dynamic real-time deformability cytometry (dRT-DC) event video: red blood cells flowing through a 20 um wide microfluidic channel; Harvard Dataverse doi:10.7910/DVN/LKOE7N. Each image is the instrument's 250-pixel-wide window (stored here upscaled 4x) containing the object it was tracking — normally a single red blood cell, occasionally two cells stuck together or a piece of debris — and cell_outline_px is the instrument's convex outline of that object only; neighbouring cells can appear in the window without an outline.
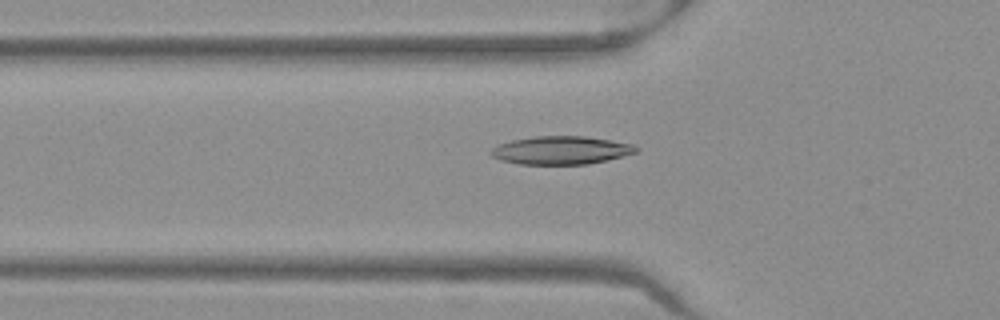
{"species": "Egyptian fruit bat (a non-hibernating species)", "species_latin": "Rousettus aegyptiacus", "temperature_condition": "warm", "stored_images_in_passage": 52, "camera_frame_rate_fps": 3000, "um_per_image_px": 0.085, "frame": {"image": 1, "passage_image": 18, "time_ms": 5.667, "image_size_px": [1000, 320], "cell_outline_px": [[640, 148], [636, 152], [588, 164], [520, 164], [500, 160], [492, 156], [488, 152], [492, 148], [500, 144], [512, 140], [532, 136], [584, 136], [636, 144]], "centroid_in_image_um": [47.67, 12.76], "position_along_channel_um": 78.1, "area_um2": 23.76}}
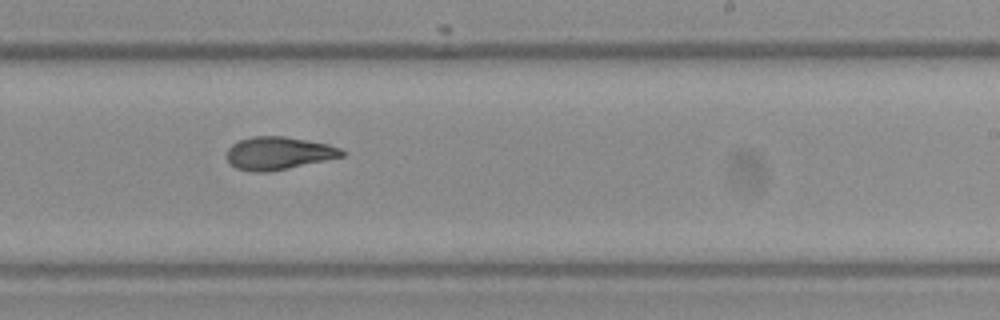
{"frame": {"image": 2, "passage_image": 32, "time_ms": 10.333, "image_size_px": [1000, 320], "cell_outline_px": [[344, 156], [288, 168], [268, 172], [248, 172], [236, 168], [224, 156], [228, 148], [232, 144], [240, 140], [252, 136], [284, 136], [328, 144], [340, 148], [344, 152]], "centroid_in_image_um": [23.62, 13.02], "position_along_channel_um": 265.4, "area_um2": 22.02}}
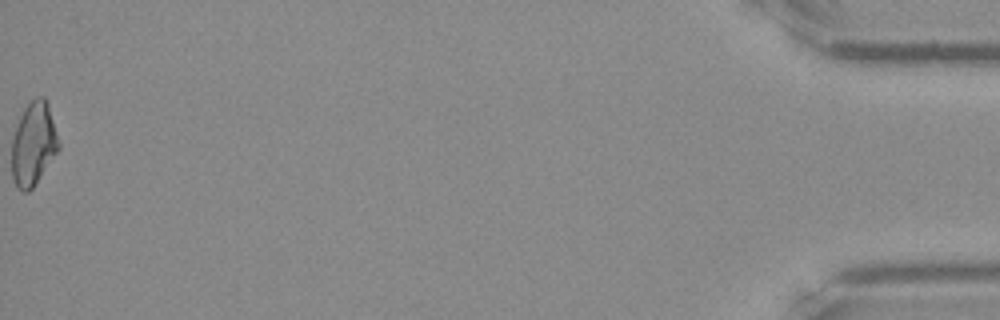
{"frame": {"image": 3, "passage_image": 52, "time_ms": 17.0, "image_size_px": [1000, 320], "cell_outline_px": [[60, 148], [32, 188], [28, 192], [24, 192], [16, 188], [12, 180], [12, 140], [20, 116], [24, 108], [36, 96], [44, 96], [48, 104], [60, 144]], "centroid_in_image_um": [2.84, 12.25], "position_along_channel_um": 432.4, "area_um2": 22.66}, "authors_computed_cell_mechanics": {"area_um2": 22.5131, "velocity_mm_per_s": 3.989, "shape_relaxation_time_tau1_ms": 7.6369, "shape_relaxation_time_tau2_ms": 3.7458, "deformation_change_tau1": 0.2168, "deformation_change_tau2": 0.1046}}